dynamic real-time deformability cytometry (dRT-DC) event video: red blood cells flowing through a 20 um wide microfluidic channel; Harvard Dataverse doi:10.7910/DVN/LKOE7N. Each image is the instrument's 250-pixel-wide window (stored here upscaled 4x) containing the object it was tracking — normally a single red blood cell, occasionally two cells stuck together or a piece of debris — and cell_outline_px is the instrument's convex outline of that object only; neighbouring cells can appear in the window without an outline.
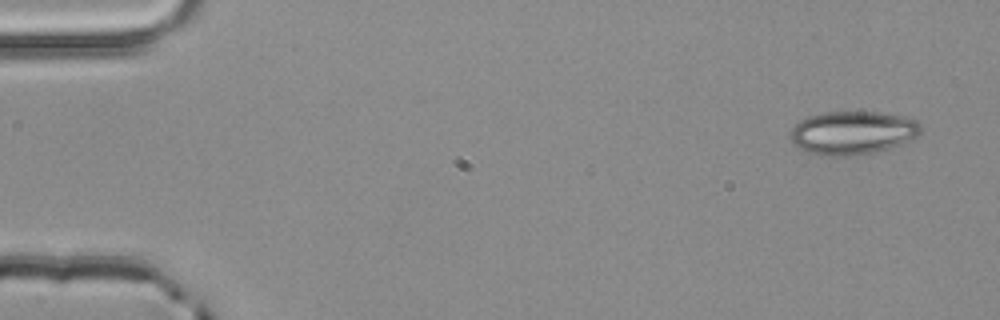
{"species": "common noctule bat (a hibernating species)", "species_latin": "Nyctalus noctula", "temperature_condition": "room temperature", "stored_images_in_passage": 4, "camera_frame_rate_fps": 3000, "um_per_image_px": 0.085, "animal": {"sex": "male", "body_mass_g": 20.4}, "frame": {"image": 1, "passage_image": 1, "time_ms": 0.0, "image_size_px": [1000, 320], "cell_outline_px": [[924, 128], [916, 136], [904, 144], [872, 152], [852, 156], [828, 156], [808, 152], [792, 144], [788, 136], [792, 128], [800, 120], [808, 116], [824, 112], [880, 112], [900, 116], [916, 120]], "centroid_in_image_um": [72.45, 11.28], "position_along_channel_um": 12.5, "area_um2": 33.12}}